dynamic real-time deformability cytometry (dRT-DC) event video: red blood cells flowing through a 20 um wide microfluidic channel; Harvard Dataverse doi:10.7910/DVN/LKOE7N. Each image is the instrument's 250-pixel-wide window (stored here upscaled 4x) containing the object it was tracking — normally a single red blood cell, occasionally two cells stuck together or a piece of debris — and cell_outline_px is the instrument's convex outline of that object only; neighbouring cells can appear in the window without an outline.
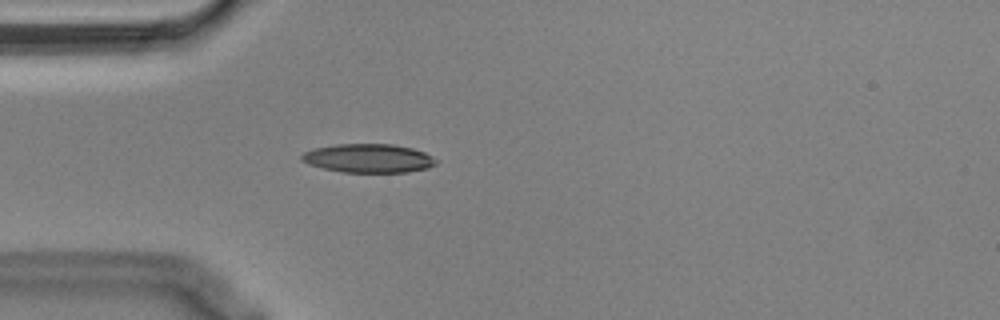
{"species": "Egyptian fruit bat (a non-hibernating species)", "species_latin": "Rousettus aegyptiacus", "temperature_condition": "cold", "stored_images_in_passage": 56, "camera_frame_rate_fps": 3000, "um_per_image_px": 0.085, "animal": {"sex": "male"}, "frame": {"image": 1, "passage_image": 16, "time_ms": 5.0, "image_size_px": [1000, 320], "cell_outline_px": [[436, 164], [428, 168], [408, 172], [344, 172], [324, 168], [308, 164], [300, 160], [300, 156], [304, 152], [312, 148], [336, 144], [392, 144], [412, 148], [424, 152], [432, 156], [436, 160]], "centroid_in_image_um": [31.3, 13.45], "position_along_channel_um": 53.7, "area_um2": 22.54}}
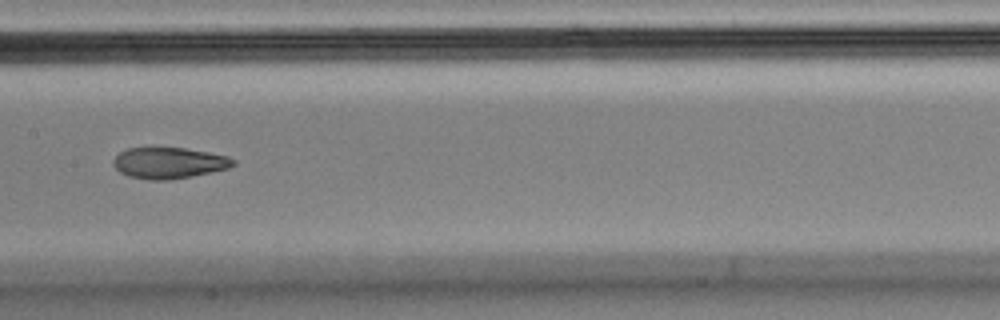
{"frame": {"image": 2, "passage_image": 28, "time_ms": 9.0, "image_size_px": [1000, 320], "cell_outline_px": [[236, 164], [228, 168], [212, 172], [192, 176], [168, 180], [148, 180], [128, 176], [120, 172], [112, 164], [112, 160], [120, 152], [128, 148], [184, 148], [208, 152], [228, 156], [236, 160]], "centroid_in_image_um": [14.37, 13.85], "position_along_channel_um": 193.0, "area_um2": 21.79}}
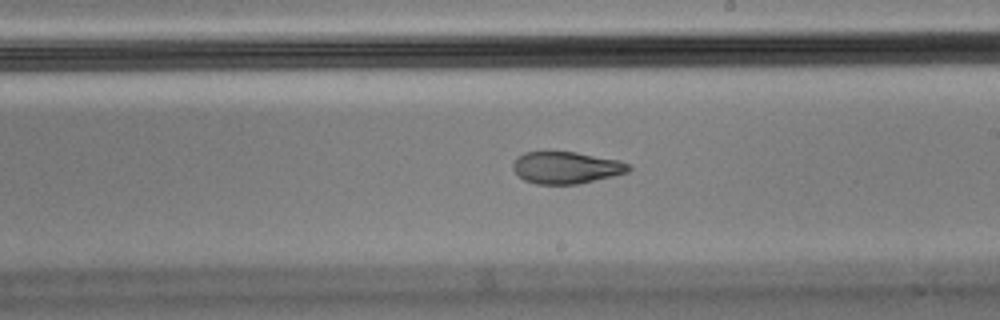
{"frame": {"image": 3, "passage_image": 32, "time_ms": 10.333, "image_size_px": [1000, 320], "cell_outline_px": [[632, 168], [628, 172], [580, 184], [536, 184], [524, 180], [512, 168], [512, 164], [524, 152], [576, 152], [620, 160], [628, 164]], "centroid_in_image_um": [48.15, 14.25], "position_along_channel_um": 240.8, "area_um2": 21.44}, "authors_computed_cell_mechanics": {"area_um2": 22.4842, "velocity_mm_per_s": 3.6105, "shape_relaxation_time_tau1_ms": null, "shape_relaxation_time_tau2_ms": 3.9783, "deformation_change_tau1": null, "deformation_change_tau2": 0.114}}